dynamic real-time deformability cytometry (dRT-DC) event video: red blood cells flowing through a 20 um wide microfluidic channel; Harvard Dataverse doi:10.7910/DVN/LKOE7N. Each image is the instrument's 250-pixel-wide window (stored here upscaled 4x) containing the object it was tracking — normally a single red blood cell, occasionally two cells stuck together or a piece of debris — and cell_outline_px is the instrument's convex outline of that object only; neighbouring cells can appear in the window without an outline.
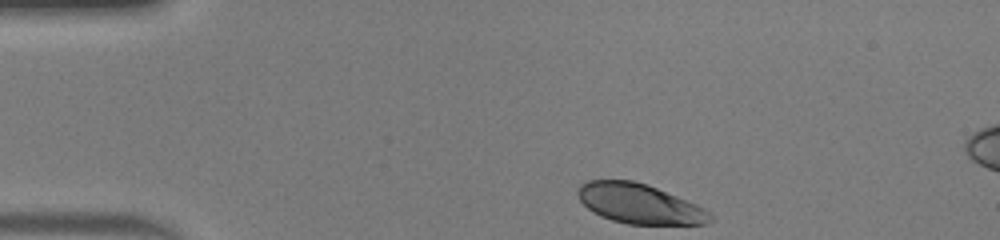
{"species": "human", "species_latin": "Homo sapiens", "temperature_condition": "warm", "stored_images_in_passage": 33, "camera_frame_rate_fps": 3000, "um_per_image_px": 0.085, "donor": {"sex": "male"}, "frame": {"image": 1, "passage_image": 1, "time_ms": 0.0, "image_size_px": [1000, 240], "cell_outline_px": [[712, 220], [704, 224], [628, 224], [612, 220], [600, 216], [588, 208], [580, 200], [576, 192], [576, 188], [580, 184], [588, 180], [632, 180], [648, 184], [696, 204], [712, 212]], "centroid_in_image_um": [54.34, 17.31], "position_along_channel_um": 30.7, "area_um2": 30.75}}
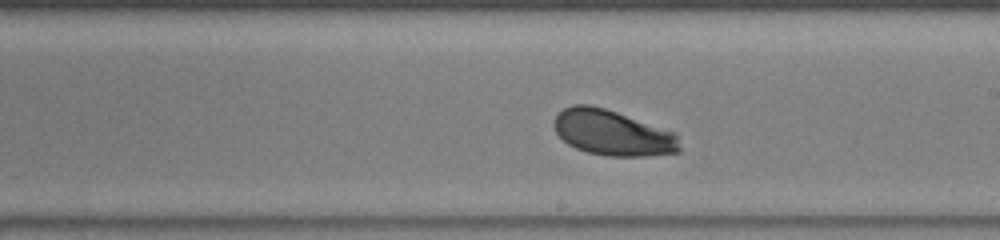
{"frame": {"image": 2, "passage_image": 20, "time_ms": 6.333, "image_size_px": [1000, 240], "cell_outline_px": [[680, 152], [644, 156], [608, 156], [588, 152], [576, 148], [568, 144], [556, 132], [552, 124], [552, 120], [556, 112], [572, 104], [588, 104], [604, 108], [676, 132], [680, 148]], "centroid_in_image_um": [52.03, 11.28], "position_along_channel_um": 237.0, "area_um2": 33.41}}
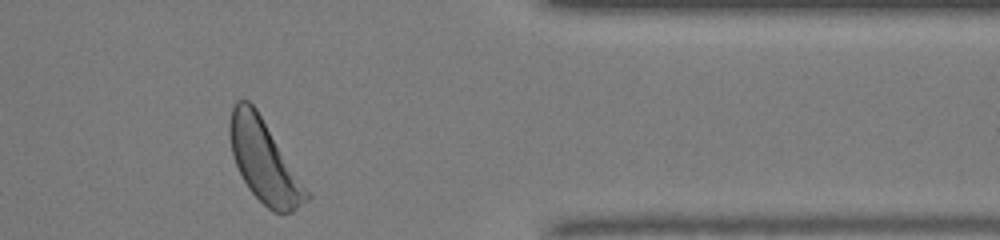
{"frame": {"image": 3, "passage_image": 32, "time_ms": 10.333, "image_size_px": [1000, 240], "cell_outline_px": [[312, 196], [308, 200], [292, 212], [272, 212], [248, 188], [232, 156], [228, 132], [228, 124], [232, 108], [236, 100], [248, 100], [256, 108]], "centroid_in_image_um": [22.43, 13.68], "position_along_channel_um": 389.0, "area_um2": 36.36}, "authors_computed_cell_mechanics": {"area_um2": 33.6974, "velocity_mm_per_s": 4.2538, "shape_relaxation_time_tau1_ms": 1.6233, "shape_relaxation_time_tau2_ms": null, "deformation_change_tau1": 0.1326, "deformation_change_tau2": null}}